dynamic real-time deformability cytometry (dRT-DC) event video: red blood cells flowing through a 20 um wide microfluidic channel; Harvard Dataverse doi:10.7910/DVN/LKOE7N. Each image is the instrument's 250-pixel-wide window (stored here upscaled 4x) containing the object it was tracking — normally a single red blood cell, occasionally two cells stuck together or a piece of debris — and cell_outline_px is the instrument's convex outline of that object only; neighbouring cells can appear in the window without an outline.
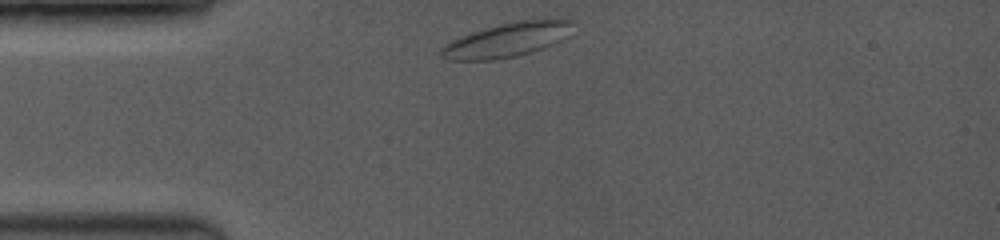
{"species": "common noctule bat (a hibernating species)", "species_latin": "Nyctalus noctula", "temperature_condition": "room temperature", "stored_images_in_passage": 21, "camera_frame_rate_fps": 3500, "um_per_image_px": 0.085, "animal": {"sex": "female", "body_mass_g": 19.0, "forearm_length_mm": 53.3}, "frame": {"image": 1, "passage_image": 1, "time_ms": 0.0, "image_size_px": [1000, 240], "cell_outline_px": [[576, 20], [552, 44], [532, 52], [516, 56], [492, 60], [452, 60], [440, 56], [440, 48], [444, 44], [460, 36], [484, 28], [516, 20], [544, 16], [564, 16]], "centroid_in_image_um": [43.1, 3.33], "position_along_channel_um": 41.9, "area_um2": 26.59}}
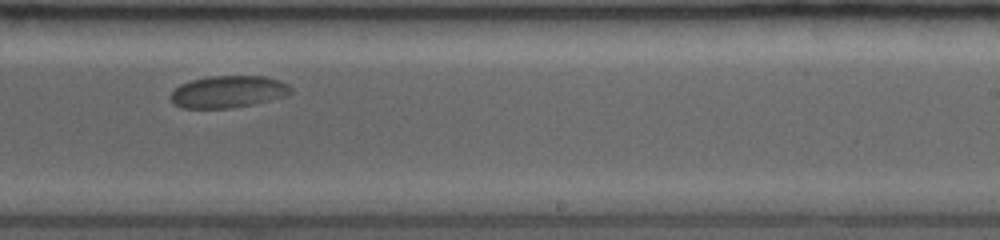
{"frame": {"image": 2, "passage_image": 13, "time_ms": 6.571, "image_size_px": [1000, 240], "cell_outline_px": [[292, 92], [288, 96], [256, 104], [232, 108], [180, 108], [172, 104], [168, 100], [168, 96], [180, 84], [192, 80], [208, 76], [264, 76], [280, 80], [288, 84], [292, 88]], "centroid_in_image_um": [19.39, 7.81], "position_along_channel_um": 269.6, "area_um2": 22.95}}
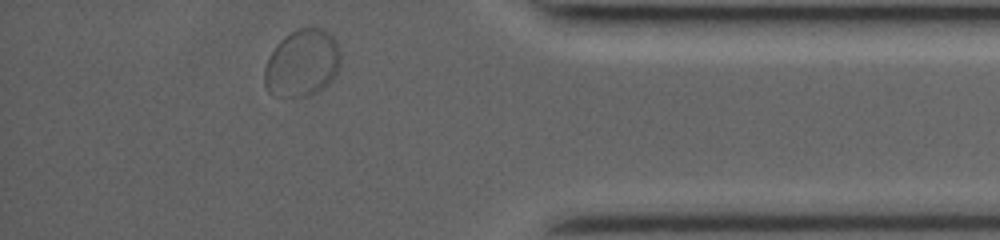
{"frame": {"image": 3, "passage_image": 21, "time_ms": 10.571, "image_size_px": [1000, 240], "cell_outline_px": [[340, 68], [328, 84], [316, 92], [308, 96], [272, 96], [268, 92], [264, 84], [264, 68], [268, 56], [280, 40], [284, 36], [296, 28], [320, 28], [328, 32], [336, 40], [340, 52]], "centroid_in_image_um": [25.66, 5.36], "position_along_channel_um": 409.5, "area_um2": 30.06}}